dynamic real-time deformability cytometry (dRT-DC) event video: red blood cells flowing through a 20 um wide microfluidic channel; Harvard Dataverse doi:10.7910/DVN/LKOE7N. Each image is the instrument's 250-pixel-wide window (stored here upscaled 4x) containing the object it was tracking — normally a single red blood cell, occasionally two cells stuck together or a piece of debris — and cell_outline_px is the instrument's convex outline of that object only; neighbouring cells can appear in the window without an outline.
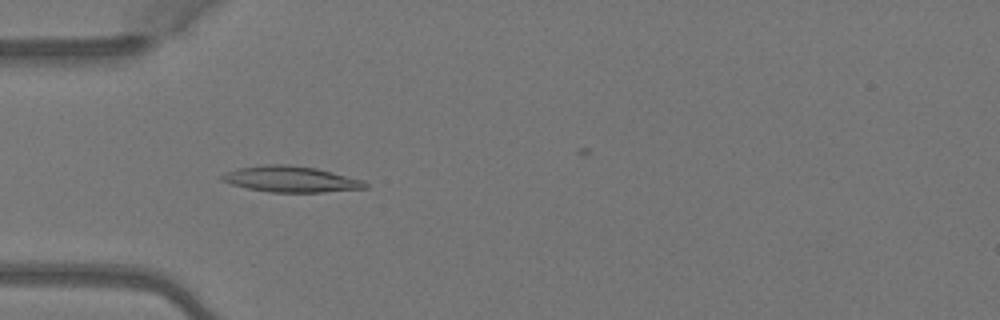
{"species": "Egyptian fruit bat (a non-hibernating species)", "species_latin": "Rousettus aegyptiacus", "temperature_condition": "warm", "stored_images_in_passage": 4, "camera_frame_rate_fps": 3000, "um_per_image_px": 0.085, "animal": {"sex": "female"}, "frame": {"image": 1, "passage_image": 3, "time_ms": 0.667, "image_size_px": [1000, 320], "cell_outline_px": [[368, 188], [324, 192], [268, 192], [248, 188], [232, 184], [220, 180], [220, 176], [236, 168], [264, 164], [288, 164], [316, 168], [364, 180], [368, 184]], "centroid_in_image_um": [24.73, 15.22], "position_along_channel_um": 60.3, "area_um2": 21.73}}
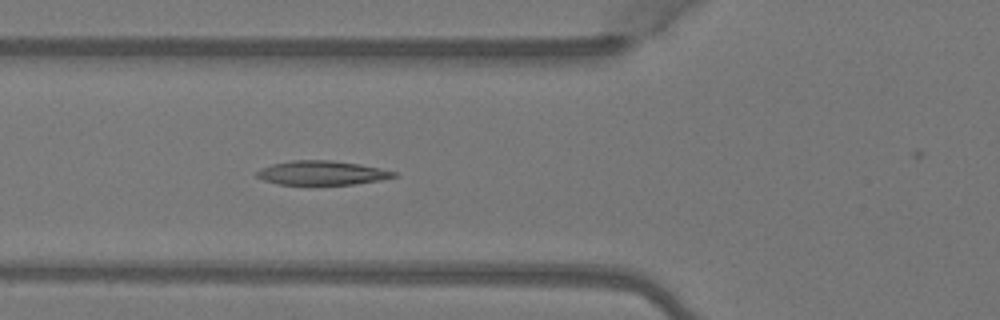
{"frame": {"image": 2, "passage_image": 4, "time_ms": 1.0, "image_size_px": [1000, 320], "cell_outline_px": [[400, 176], [380, 180], [356, 184], [280, 184], [264, 180], [256, 176], [256, 172], [260, 168], [272, 164], [292, 160], [332, 160], [360, 164], [380, 168], [396, 172]], "centroid_in_image_um": [27.39, 14.69], "position_along_channel_um": 98.4, "area_um2": 19.25}}